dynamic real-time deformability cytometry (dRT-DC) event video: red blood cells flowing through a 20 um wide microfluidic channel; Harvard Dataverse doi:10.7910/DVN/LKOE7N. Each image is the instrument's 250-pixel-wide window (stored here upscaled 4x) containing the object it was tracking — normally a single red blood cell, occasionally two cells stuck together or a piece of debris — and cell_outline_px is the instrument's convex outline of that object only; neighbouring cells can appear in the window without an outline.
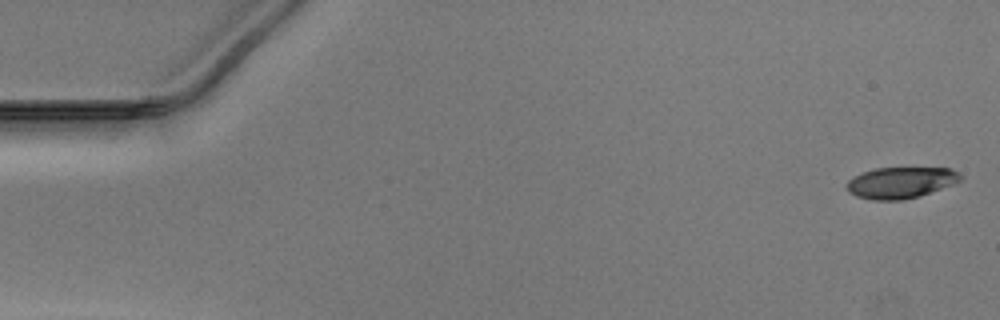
{"species": "Egyptian fruit bat (a non-hibernating species)", "species_latin": "Rousettus aegyptiacus", "temperature_condition": "warm", "stored_images_in_passage": 51, "camera_frame_rate_fps": 3000, "um_per_image_px": 0.085, "animal": {"sex": "male"}, "frame": {"image": 1, "passage_image": 1, "time_ms": 0.0, "image_size_px": [1000, 320], "cell_outline_px": [[964, 176], [960, 180], [952, 184], [920, 196], [904, 200], [872, 200], [856, 196], [848, 192], [848, 180], [864, 172], [876, 168], [952, 168]], "centroid_in_image_um": [76.59, 15.53], "position_along_channel_um": 8.4, "area_um2": 20.58}}
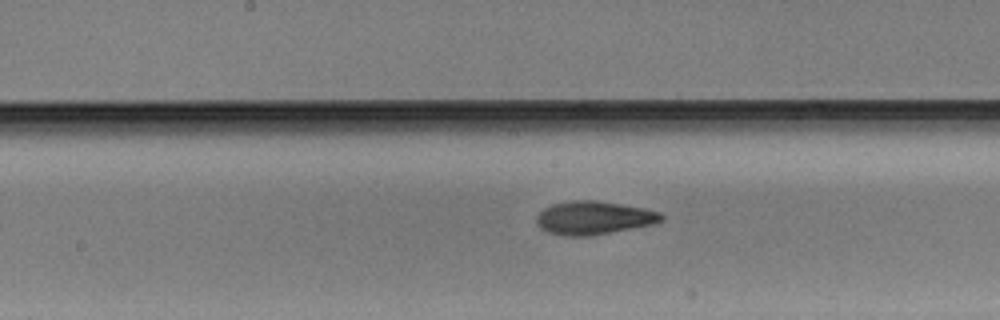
{"frame": {"image": 2, "passage_image": 26, "time_ms": 8.333, "image_size_px": [1000, 320], "cell_outline_px": [[664, 220], [656, 224], [592, 236], [564, 236], [548, 232], [540, 228], [536, 220], [536, 216], [544, 208], [552, 204], [572, 200], [596, 200], [644, 208], [660, 212], [664, 216]], "centroid_in_image_um": [50.5, 18.52], "position_along_channel_um": 197.7, "area_um2": 24.51}}
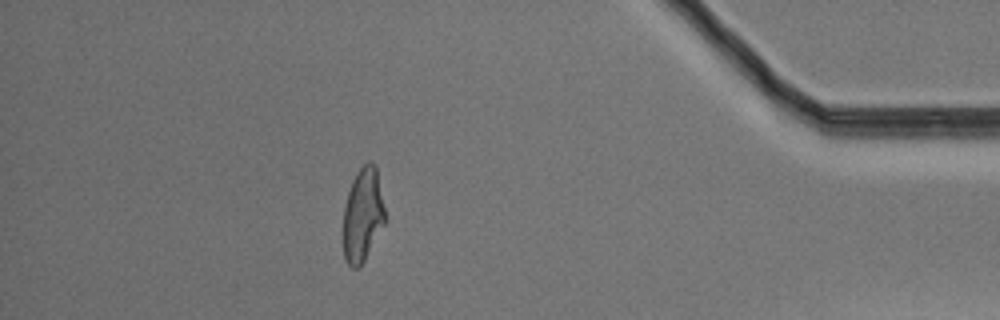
{"frame": {"image": 3, "passage_image": 45, "time_ms": 14.667, "image_size_px": [1000, 320], "cell_outline_px": [[388, 220], [360, 268], [352, 268], [348, 264], [344, 256], [344, 208], [348, 192], [352, 180], [356, 172], [368, 160], [372, 160], [376, 164]], "centroid_in_image_um": [30.89, 18.24], "position_along_channel_um": 404.3, "area_um2": 23.47}}